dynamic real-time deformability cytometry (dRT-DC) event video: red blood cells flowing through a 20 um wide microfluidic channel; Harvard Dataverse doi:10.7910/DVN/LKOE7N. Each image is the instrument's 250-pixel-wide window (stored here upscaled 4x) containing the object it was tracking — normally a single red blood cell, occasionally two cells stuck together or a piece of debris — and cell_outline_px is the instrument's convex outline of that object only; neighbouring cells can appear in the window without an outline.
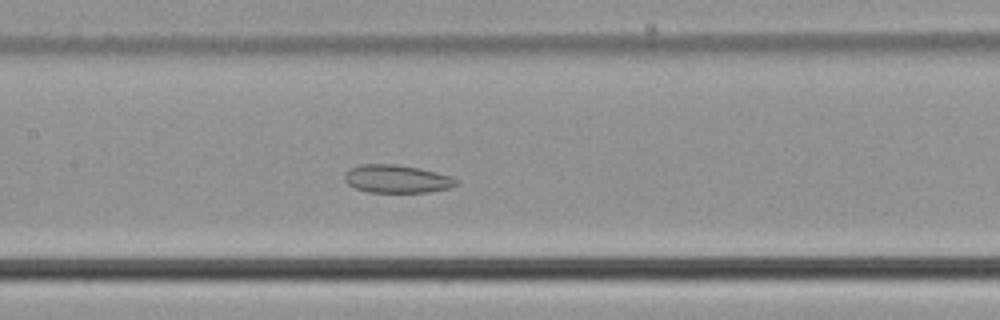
{"species": "common noctule bat (a hibernating species)", "species_latin": "Nyctalus noctula", "temperature_condition": "cold", "stored_images_in_passage": 53, "camera_frame_rate_fps": 3000, "um_per_image_px": 0.085, "animal": {"sex": "male", "body_mass_g": 21.5, "forearm_length_mm": 52.0}, "frame": {"image": 1, "passage_image": 25, "time_ms": 8.0, "image_size_px": [1000, 320], "cell_outline_px": [[460, 184], [452, 188], [428, 192], [368, 192], [356, 188], [348, 184], [344, 180], [344, 172], [348, 168], [360, 164], [396, 164], [420, 168], [452, 176], [460, 180]], "centroid_in_image_um": [33.76, 15.2], "position_along_channel_um": 173.6, "area_um2": 18.61}}
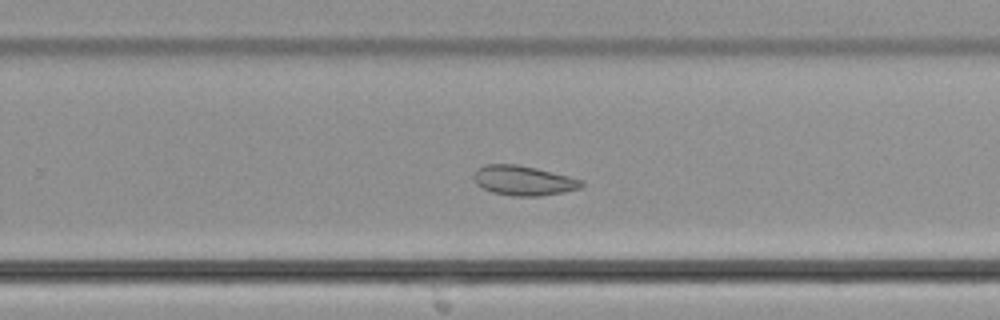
{"frame": {"image": 2, "passage_image": 34, "time_ms": 11.0, "image_size_px": [1000, 320], "cell_outline_px": [[584, 184], [580, 188], [564, 192], [536, 196], [512, 196], [492, 192], [476, 184], [472, 176], [476, 168], [484, 164], [516, 164], [536, 168], [584, 180]], "centroid_in_image_um": [44.46, 15.34], "position_along_channel_um": 285.3, "area_um2": 18.73}}
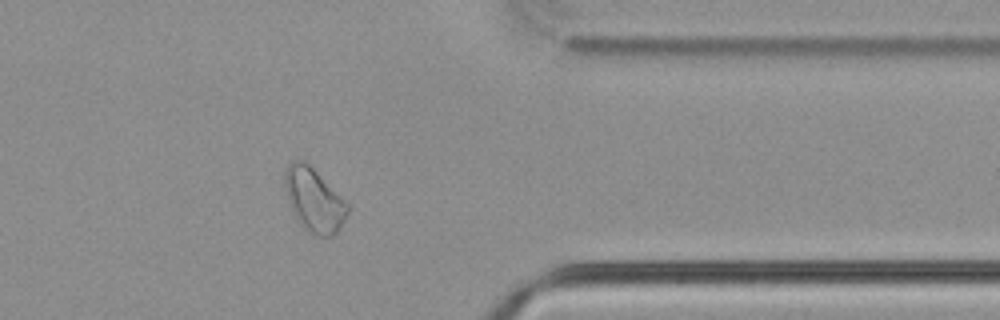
{"frame": {"image": 3, "passage_image": 43, "time_ms": 14.0, "image_size_px": [1000, 320], "cell_outline_px": [[348, 212], [344, 220], [336, 232], [332, 236], [320, 236], [308, 232], [296, 220], [284, 184], [284, 172], [288, 164], [292, 160], [304, 160], [348, 204]], "centroid_in_image_um": [26.67, 17.0], "position_along_channel_um": 384.7, "area_um2": 22.66}, "authors_computed_cell_mechanics": {"area_um2": 23.8136, "velocity_mm_per_s": 3.7295, "shape_relaxation_time_tau1_ms": null, "shape_relaxation_time_tau2_ms": 2.4193, "deformation_change_tau1": null, "deformation_change_tau2": 0.0778}}